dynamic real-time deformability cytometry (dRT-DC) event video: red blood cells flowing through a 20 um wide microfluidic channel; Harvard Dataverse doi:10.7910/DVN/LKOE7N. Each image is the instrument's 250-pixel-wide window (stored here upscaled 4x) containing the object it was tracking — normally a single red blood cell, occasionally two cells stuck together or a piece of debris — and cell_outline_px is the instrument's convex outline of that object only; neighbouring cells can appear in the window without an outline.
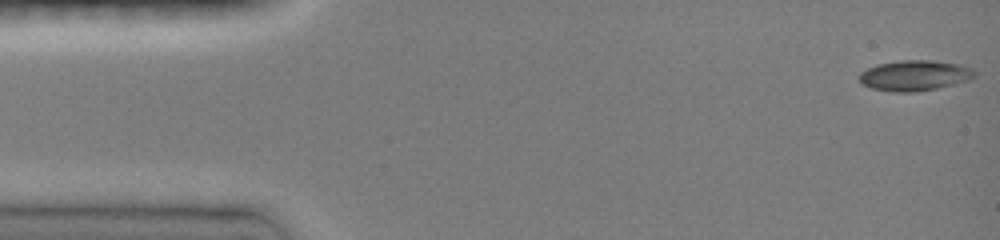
{"species": "common noctule bat (a hibernating species)", "species_latin": "Nyctalus noctula", "temperature_condition": "room temperature", "stored_images_in_passage": 29, "camera_frame_rate_fps": 3000, "um_per_image_px": 0.085, "animal": {"sex": "female", "body_mass_g": 19.0, "forearm_length_mm": 51.5}, "frame": {"image": 1, "passage_image": 1, "time_ms": 0.0, "image_size_px": [1000, 240], "cell_outline_px": [[976, 76], [968, 80], [936, 88], [916, 92], [892, 92], [872, 88], [860, 84], [860, 72], [876, 64], [900, 60], [932, 60], [960, 64], [972, 68], [976, 72]], "centroid_in_image_um": [77.73, 6.41], "position_along_channel_um": 7.3, "area_um2": 20.58}}
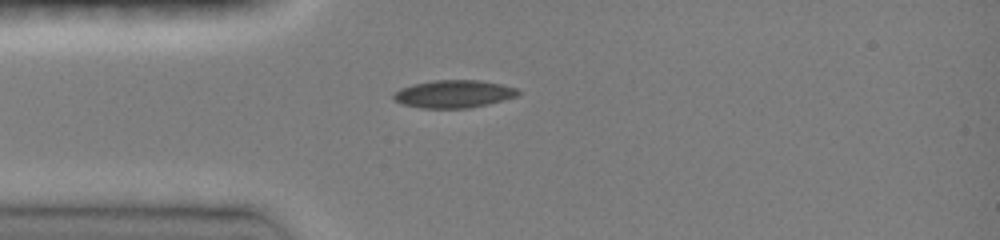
{"frame": {"image": 2, "passage_image": 24, "time_ms": 3.667, "image_size_px": [1000, 240], "cell_outline_px": [[520, 92], [516, 96], [488, 104], [468, 108], [420, 108], [400, 104], [392, 96], [400, 88], [412, 84], [432, 80], [480, 80], [500, 84], [516, 88]], "centroid_in_image_um": [38.53, 7.98], "position_along_channel_um": 46.5, "area_um2": 20.06}}